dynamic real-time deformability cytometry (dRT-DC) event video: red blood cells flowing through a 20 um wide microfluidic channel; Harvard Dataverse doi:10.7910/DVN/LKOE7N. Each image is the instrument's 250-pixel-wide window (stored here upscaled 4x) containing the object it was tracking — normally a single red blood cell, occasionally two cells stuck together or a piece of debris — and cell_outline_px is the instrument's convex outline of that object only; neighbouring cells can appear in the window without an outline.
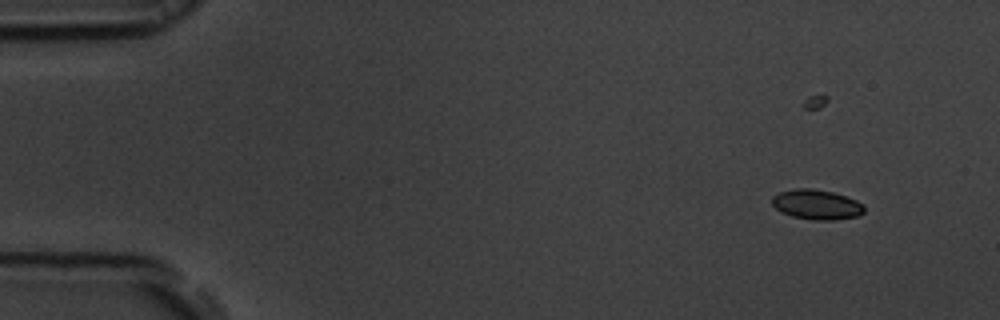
{"species": "common noctule bat (a hibernating species)", "species_latin": "Nyctalus noctula", "temperature_condition": "room temperature", "stored_images_in_passage": 56, "camera_frame_rate_fps": 3000, "um_per_image_px": 0.085, "animal": {"sex": "male", "body_mass_g": 19.5, "forearm_length_mm": 54.6}, "frame": {"image": 1, "passage_image": 7, "time_ms": 2.0, "image_size_px": [1000, 320], "cell_outline_px": [[864, 212], [860, 216], [832, 220], [812, 220], [792, 216], [776, 208], [772, 204], [772, 196], [780, 192], [796, 188], [812, 188], [832, 192], [856, 200], [864, 204]], "centroid_in_image_um": [69.44, 17.39], "position_along_channel_um": 15.6, "area_um2": 16.01}}
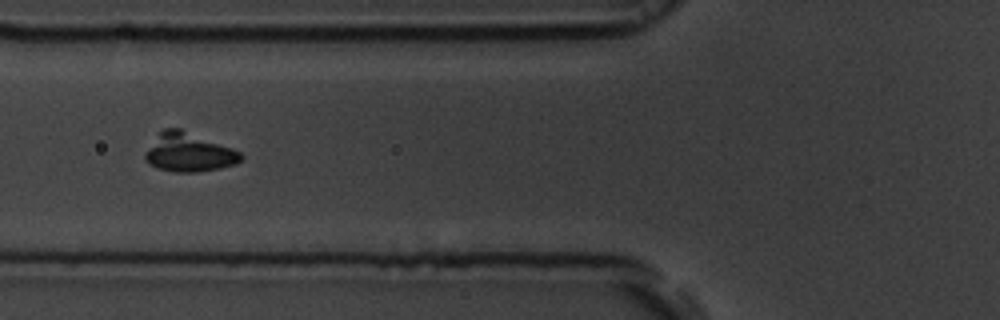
{"frame": {"image": 2, "passage_image": 23, "time_ms": 7.333, "image_size_px": [1000, 320], "cell_outline_px": [[244, 156], [236, 164], [220, 168], [196, 172], [176, 172], [156, 168], [148, 164], [144, 160], [144, 152], [160, 132], [164, 128], [180, 128], [232, 148], [240, 152]], "centroid_in_image_um": [16.02, 12.96], "position_along_channel_um": 109.8, "area_um2": 21.68}}
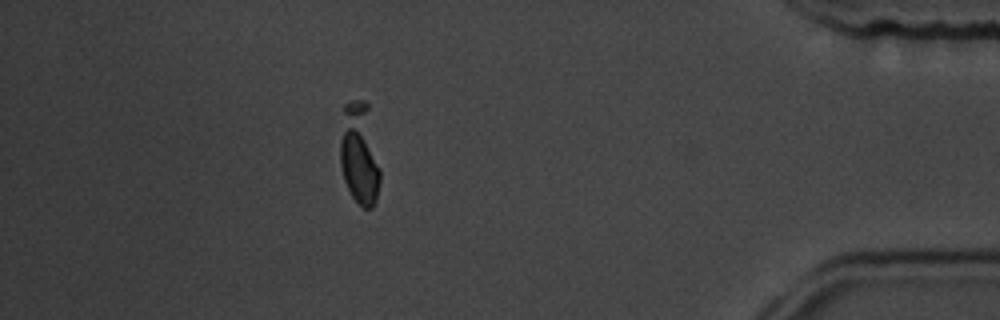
{"frame": {"image": 3, "passage_image": 50, "time_ms": 16.333, "image_size_px": [1000, 320], "cell_outline_px": [[380, 180], [376, 200], [372, 208], [364, 208], [352, 196], [344, 180], [340, 164], [340, 140], [344, 104], [352, 100], [364, 100], [368, 104], [380, 168]], "centroid_in_image_um": [30.56, 13.06], "position_along_channel_um": 404.6, "area_um2": 23.93}}